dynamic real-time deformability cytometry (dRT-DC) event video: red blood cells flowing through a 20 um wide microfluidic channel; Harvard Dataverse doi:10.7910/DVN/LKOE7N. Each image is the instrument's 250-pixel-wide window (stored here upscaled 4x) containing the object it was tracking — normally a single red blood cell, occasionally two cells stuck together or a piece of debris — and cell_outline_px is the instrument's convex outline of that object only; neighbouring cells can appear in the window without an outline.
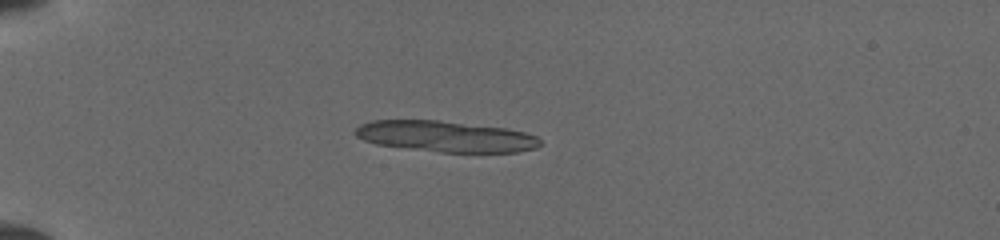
{"species": "common noctule bat (a hibernating species)", "species_latin": "Nyctalus noctula", "temperature_condition": "cold", "stored_images_in_passage": 21, "camera_frame_rate_fps": 3000, "um_per_image_px": 0.085, "animal": {"sex": "female", "body_mass_g": 19.5, "forearm_length_mm": 54.1}, "frame": {"image": 1, "passage_image": 15, "time_ms": 4.667, "image_size_px": [1000, 240], "cell_outline_px": [[544, 144], [536, 148], [516, 152], [440, 152], [376, 144], [364, 140], [356, 136], [352, 132], [360, 124], [372, 120], [436, 120], [504, 128], [524, 132], [536, 136]], "centroid_in_image_um": [37.86, 11.6], "position_along_channel_um": 47.1, "area_um2": 33.29}}